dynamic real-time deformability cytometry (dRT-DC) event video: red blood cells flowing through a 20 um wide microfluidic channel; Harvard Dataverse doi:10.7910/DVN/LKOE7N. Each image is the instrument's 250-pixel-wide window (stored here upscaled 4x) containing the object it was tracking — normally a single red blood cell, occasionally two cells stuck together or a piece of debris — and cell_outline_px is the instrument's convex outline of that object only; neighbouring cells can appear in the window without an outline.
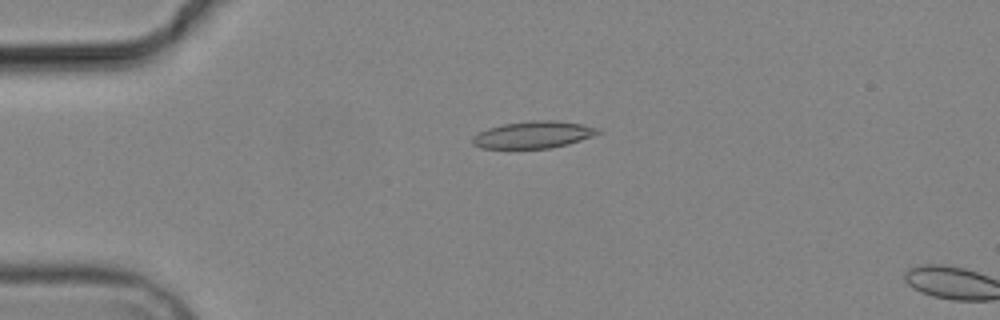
{"species": "common noctule bat (a hibernating species)", "species_latin": "Nyctalus noctula", "temperature_condition": "cold", "stored_images_in_passage": 5, "camera_frame_rate_fps": 3000, "um_per_image_px": 0.085, "animal": {"sex": "male", "body_mass_g": 19.2, "forearm_length_mm": 51.8}, "frame": {"image": 1, "passage_image": 4, "time_ms": 3.667, "image_size_px": [1000, 320], "cell_outline_px": [[604, 132], [568, 144], [548, 148], [480, 148], [472, 144], [472, 136], [476, 132], [488, 128], [504, 124], [528, 120], [556, 120], [580, 124], [600, 128]], "centroid_in_image_um": [45.32, 11.44], "position_along_channel_um": 39.7, "area_um2": 19.88}}